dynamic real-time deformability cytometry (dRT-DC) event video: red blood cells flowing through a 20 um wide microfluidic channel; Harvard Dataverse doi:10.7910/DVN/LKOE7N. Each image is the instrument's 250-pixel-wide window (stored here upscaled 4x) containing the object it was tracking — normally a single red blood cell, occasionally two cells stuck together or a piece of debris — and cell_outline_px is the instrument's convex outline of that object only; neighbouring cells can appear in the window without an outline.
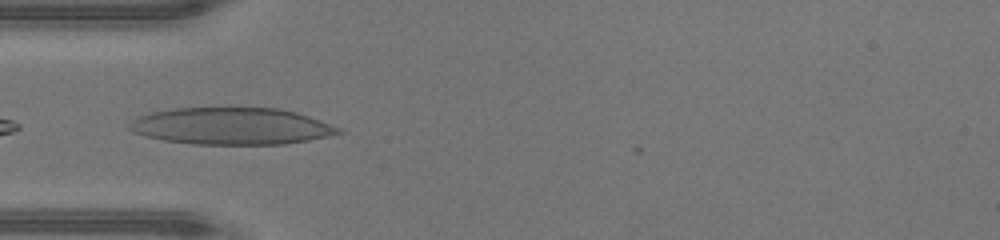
{"species": "human", "species_latin": "Homo sapiens", "temperature_condition": "warm", "stored_images_in_passage": 30, "camera_frame_rate_fps": 3000, "um_per_image_px": 0.085, "donor": {"sex": "male"}, "frame": {"image": 1, "passage_image": 1, "time_ms": 0.0, "image_size_px": [1000, 240], "cell_outline_px": [[344, 132], [328, 136], [308, 140], [284, 144], [192, 144], [164, 140], [144, 136], [132, 132], [128, 128], [128, 124], [136, 116], [152, 112], [176, 108], [280, 108], [296, 112], [308, 116], [340, 128]], "centroid_in_image_um": [19.63, 10.72], "position_along_channel_um": 65.4, "area_um2": 44.91}}
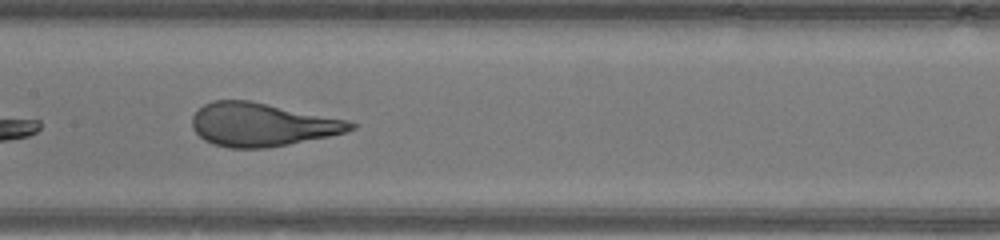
{"frame": {"image": 2, "passage_image": 9, "time_ms": 2.667, "image_size_px": [1000, 240], "cell_outline_px": [[356, 128], [348, 132], [288, 144], [264, 148], [228, 148], [212, 144], [204, 140], [192, 128], [192, 116], [204, 104], [212, 100], [248, 100], [348, 120], [356, 124]], "centroid_in_image_um": [22.25, 10.59], "position_along_channel_um": 185.2, "area_um2": 39.88}}
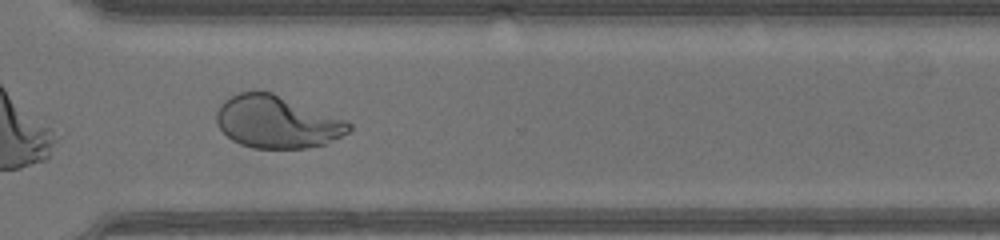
{"frame": {"image": 3, "passage_image": 20, "time_ms": 6.333, "image_size_px": [1000, 240], "cell_outline_px": [[352, 128], [348, 132], [328, 144], [308, 148], [252, 148], [240, 144], [232, 140], [220, 128], [216, 120], [216, 112], [220, 104], [224, 100], [240, 92], [272, 92], [348, 120], [352, 124]], "centroid_in_image_um": [23.58, 10.37], "position_along_channel_um": 347.0, "area_um2": 40.58}, "authors_computed_cell_mechanics": {"area_um2": 40.4311, "velocity_mm_per_s": 4.4241, "shape_relaxation_time_tau1_ms": 9.3032, "shape_relaxation_time_tau2_ms": null, "deformation_change_tau1": 0.4252, "deformation_change_tau2": null}}